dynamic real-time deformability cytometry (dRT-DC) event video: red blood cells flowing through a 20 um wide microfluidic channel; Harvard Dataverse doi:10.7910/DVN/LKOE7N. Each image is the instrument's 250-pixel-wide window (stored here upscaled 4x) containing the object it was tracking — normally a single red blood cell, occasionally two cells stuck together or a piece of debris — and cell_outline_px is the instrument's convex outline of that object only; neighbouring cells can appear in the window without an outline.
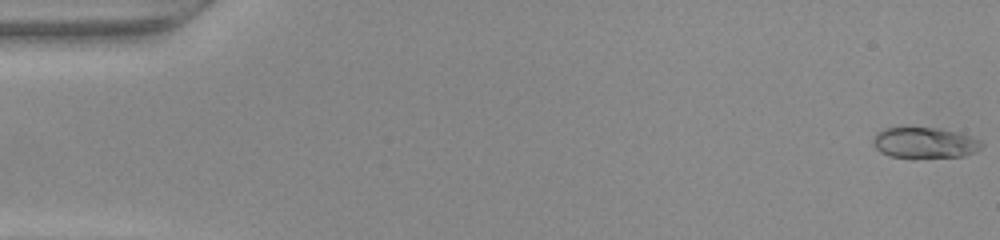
{"species": "common noctule bat (a hibernating species)", "species_latin": "Nyctalus noctula", "temperature_condition": "warm", "stored_images_in_passage": 49, "camera_frame_rate_fps": 3000, "um_per_image_px": 0.085, "animal": {"sex": "female", "body_mass_g": 22.0, "forearm_length_mm": 56.7}, "frame": {"image": 1, "passage_image": 1, "time_ms": 0.0, "image_size_px": [1000, 240], "cell_outline_px": [[984, 144], [980, 148], [964, 156], [892, 156], [880, 152], [872, 144], [872, 140], [876, 132], [884, 128], [936, 128], [968, 136], [980, 140]], "centroid_in_image_um": [78.53, 12.12], "position_along_channel_um": 6.5, "area_um2": 18.73}}
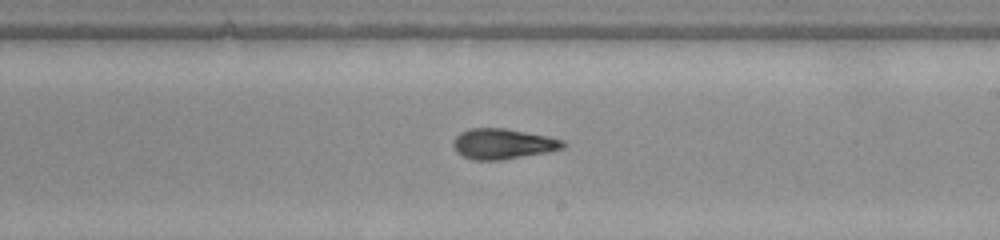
{"frame": {"image": 2, "passage_image": 29, "time_ms": 9.333, "image_size_px": [1000, 240], "cell_outline_px": [[564, 148], [548, 152], [504, 160], [472, 160], [456, 152], [452, 144], [456, 136], [460, 132], [468, 128], [504, 128], [564, 140]], "centroid_in_image_um": [42.7, 12.24], "position_along_channel_um": 246.3, "area_um2": 19.42}}
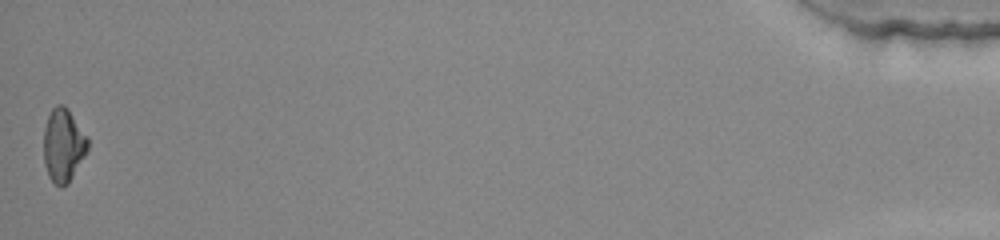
{"frame": {"image": 3, "passage_image": 49, "time_ms": 16.0, "image_size_px": [1000, 240], "cell_outline_px": [[88, 152], [68, 184], [60, 188], [48, 176], [44, 164], [44, 128], [48, 116], [52, 108], [56, 104], [64, 104], [68, 108], [88, 136]], "centroid_in_image_um": [5.4, 12.34], "position_along_channel_um": 429.8, "area_um2": 19.19}}